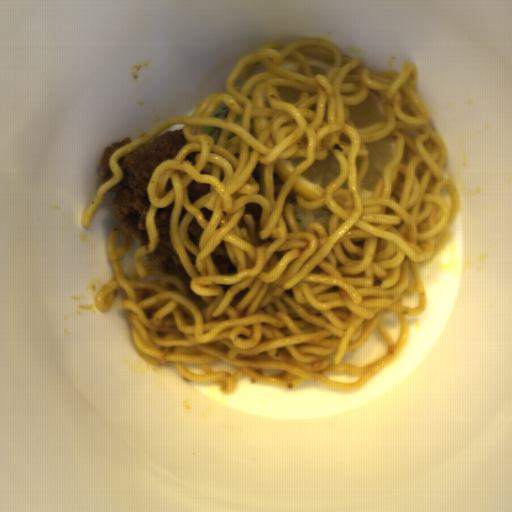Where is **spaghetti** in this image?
Wrapping results in <instances>:
<instances>
[{
  "label": "spaghetti",
  "instance_id": "c7327b10",
  "mask_svg": "<svg viewBox=\"0 0 512 512\" xmlns=\"http://www.w3.org/2000/svg\"><path fill=\"white\" fill-rule=\"evenodd\" d=\"M308 56L332 68L312 75ZM263 80L270 107L255 110L252 91ZM417 86L414 62H403L400 72L374 73L321 38L261 43L227 74L224 91L110 154L112 176L83 213L84 229L125 178L119 158L183 125L187 144L147 181V242L140 246L118 226L107 234L113 276L95 293L96 309L108 313L122 290L131 341L143 361L173 364L189 382L222 386L219 393L236 391L244 374L252 385L293 388L310 379L339 391L365 386L408 346L407 317L427 307L419 268L451 241L449 228L462 209L457 185L443 174L448 145ZM370 88L380 94L388 121L359 129L347 103L357 106ZM392 134L399 148L374 198L361 200L363 145ZM329 153L337 155L339 175L316 203H302L291 190L294 181ZM284 158H303L286 183L273 173ZM193 180L210 191L190 203ZM172 201L169 240L188 285L145 256L161 239L156 210ZM192 219L202 228L198 246L188 235ZM222 241L237 268L229 274H220L211 257ZM393 312L401 325L395 344L381 322ZM377 329L384 355L362 367L341 362ZM216 361L238 370L212 372L209 363ZM344 371L362 376L353 383L325 378Z\"/></svg>",
  "mask_w": 512,
  "mask_h": 512
}]
</instances>
